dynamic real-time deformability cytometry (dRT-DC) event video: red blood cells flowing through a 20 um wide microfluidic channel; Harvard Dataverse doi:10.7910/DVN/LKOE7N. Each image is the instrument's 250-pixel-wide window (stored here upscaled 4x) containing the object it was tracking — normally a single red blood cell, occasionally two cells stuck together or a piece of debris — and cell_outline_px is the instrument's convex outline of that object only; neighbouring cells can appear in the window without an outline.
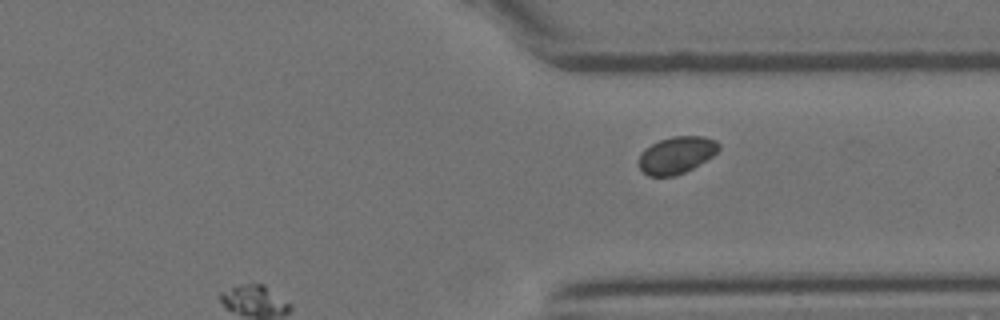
{"species": "Egyptian fruit bat (a non-hibernating species)", "species_latin": "Rousettus aegyptiacus", "temperature_condition": "room temperature", "stored_images_in_passage": 19, "segment_of_instrument_passage": [2, 2], "camera_frame_rate_fps": 3000, "um_per_image_px": 0.085, "animal": {"sex": "female"}, "frame": {"image": 1, "passage_image": 19, "time_ms": 6.0, "image_size_px": [1000, 320], "cell_outline_px": [[720, 148], [712, 156], [692, 168], [676, 176], [648, 176], [640, 168], [640, 152], [644, 148], [660, 140], [672, 136], [704, 136], [716, 140], [720, 144]], "centroid_in_image_um": [57.51, 13.16], "position_along_channel_um": 353.9, "area_um2": 17.17}}